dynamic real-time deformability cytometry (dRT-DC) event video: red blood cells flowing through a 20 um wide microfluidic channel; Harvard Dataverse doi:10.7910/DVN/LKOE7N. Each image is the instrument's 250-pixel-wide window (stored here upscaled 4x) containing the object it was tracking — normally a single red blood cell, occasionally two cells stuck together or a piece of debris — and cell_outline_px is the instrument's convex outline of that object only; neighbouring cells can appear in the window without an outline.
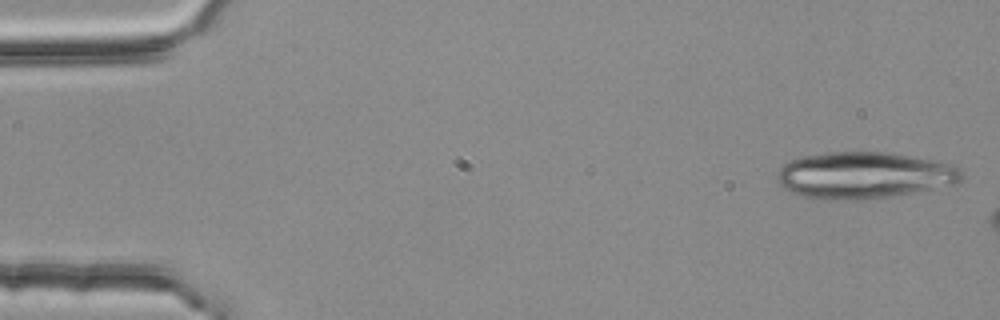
{"species": "common noctule bat (a hibernating species)", "species_latin": "Nyctalus noctula", "temperature_condition": "room temperature", "stored_images_in_passage": 3, "camera_frame_rate_fps": 3000, "um_per_image_px": 0.085, "animal": {"sex": "female", "body_mass_g": 25.1}, "frame": {"image": 1, "passage_image": 1, "time_ms": 0.0, "image_size_px": [1000, 320], "cell_outline_px": [[964, 180], [960, 184], [892, 196], [864, 200], [820, 200], [800, 196], [784, 188], [776, 180], [776, 172], [784, 164], [792, 160], [804, 156], [828, 152], [888, 152], [936, 160], [952, 164], [960, 168], [964, 176]], "centroid_in_image_um": [73.49, 14.91], "position_along_channel_um": 11.5, "area_um2": 50.92}}